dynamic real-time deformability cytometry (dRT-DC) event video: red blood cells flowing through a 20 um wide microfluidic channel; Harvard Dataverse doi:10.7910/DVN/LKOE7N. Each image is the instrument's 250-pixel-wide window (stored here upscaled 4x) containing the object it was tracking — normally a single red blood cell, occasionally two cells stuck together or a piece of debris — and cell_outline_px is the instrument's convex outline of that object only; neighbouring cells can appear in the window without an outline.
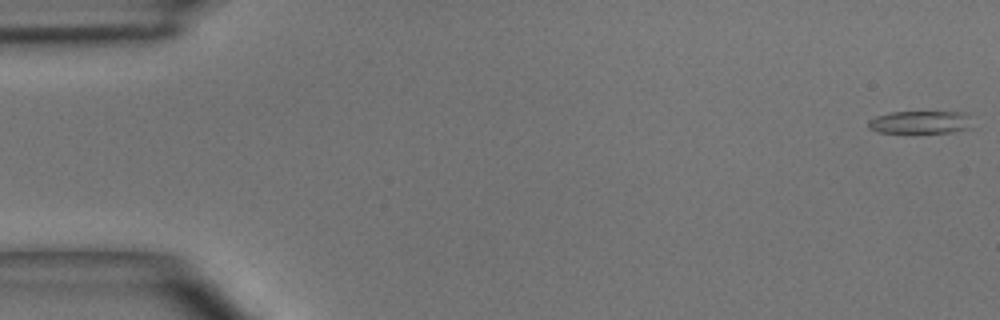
{"species": "common noctule bat (a hibernating species)", "species_latin": "Nyctalus noctula", "temperature_condition": "room temperature", "stored_images_in_passage": 8, "camera_frame_rate_fps": 3000, "um_per_image_px": 0.085, "animal": {"sex": "male", "body_mass_g": 15.6}, "frame": {"image": 1, "passage_image": 1, "time_ms": 0.0, "image_size_px": [1000, 320], "cell_outline_px": [[972, 128], [948, 132], [876, 132], [868, 128], [868, 120], [876, 116], [892, 112], [964, 112], [968, 116]], "centroid_in_image_um": [78.19, 10.38], "position_along_channel_um": 6.8, "area_um2": 13.64}}